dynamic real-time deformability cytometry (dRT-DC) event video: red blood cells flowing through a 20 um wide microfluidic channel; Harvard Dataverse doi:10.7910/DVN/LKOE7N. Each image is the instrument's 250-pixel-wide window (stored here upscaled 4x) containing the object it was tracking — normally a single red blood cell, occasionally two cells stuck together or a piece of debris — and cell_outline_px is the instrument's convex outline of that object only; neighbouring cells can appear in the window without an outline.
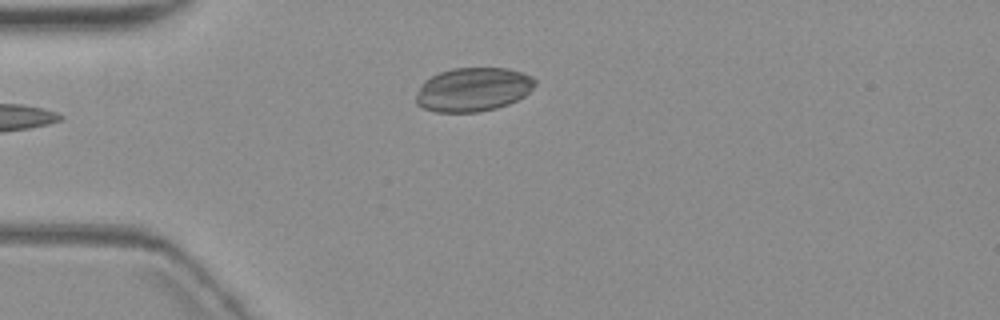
{"species": "common noctule bat (a hibernating species)", "species_latin": "Nyctalus noctula", "temperature_condition": "warm", "stored_images_in_passage": 2, "camera_frame_rate_fps": 3000, "um_per_image_px": 0.085, "animal": {"sex": "female", "body_mass_g": 19.3, "forearm_length_mm": 54.1}, "frame": {"image": 1, "passage_image": 2, "time_ms": 1.667, "image_size_px": [1000, 320], "cell_outline_px": [[536, 84], [524, 96], [508, 104], [496, 108], [480, 112], [436, 112], [424, 108], [416, 104], [416, 96], [420, 84], [424, 80], [440, 72], [452, 68], [508, 68], [524, 72], [532, 76], [536, 80]], "centroid_in_image_um": [40.21, 7.6], "position_along_channel_um": 44.8, "area_um2": 30.58}}